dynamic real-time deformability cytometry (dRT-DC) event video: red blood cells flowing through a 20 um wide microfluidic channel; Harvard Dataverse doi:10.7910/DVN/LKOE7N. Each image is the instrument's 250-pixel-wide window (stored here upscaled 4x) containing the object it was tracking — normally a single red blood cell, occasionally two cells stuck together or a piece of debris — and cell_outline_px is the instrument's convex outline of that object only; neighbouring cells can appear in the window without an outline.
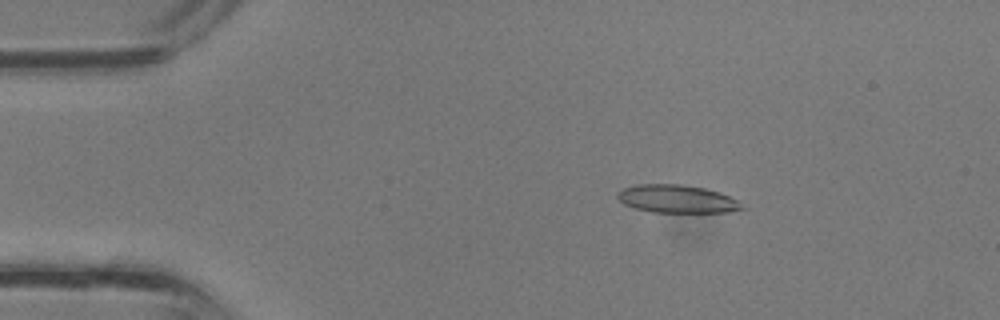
{"species": "common noctule bat (a hibernating species)", "species_latin": "Nyctalus noctula", "temperature_condition": "room temperature", "stored_images_in_passage": 37, "camera_frame_rate_fps": 3000, "um_per_image_px": 0.085, "animal": {"sex": "male", "body_mass_g": 13.3}, "frame": {"image": 1, "passage_image": 6, "time_ms": 1.667, "image_size_px": [1000, 320], "cell_outline_px": [[744, 208], [728, 212], [652, 212], [636, 208], [624, 204], [616, 196], [616, 192], [624, 188], [636, 184], [680, 184], [704, 188], [720, 192], [736, 200]], "centroid_in_image_um": [57.49, 16.9], "position_along_channel_um": 27.5, "area_um2": 20.11}}
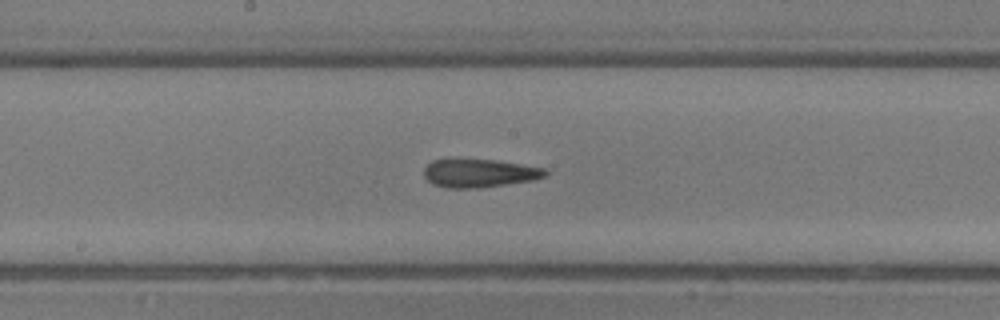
{"frame": {"image": 2, "passage_image": 19, "time_ms": 6.0, "image_size_px": [1000, 320], "cell_outline_px": [[548, 176], [532, 180], [480, 188], [448, 188], [432, 184], [424, 176], [424, 168], [432, 160], [448, 156], [496, 160], [544, 168], [548, 172]], "centroid_in_image_um": [40.68, 14.68], "position_along_channel_um": 207.5, "area_um2": 20.75}}
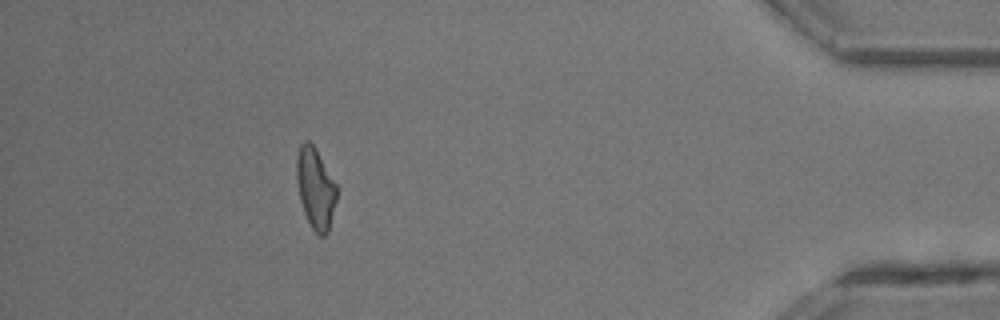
{"frame": {"image": 3, "passage_image": 33, "time_ms": 10.667, "image_size_px": [1000, 320], "cell_outline_px": [[340, 188], [328, 232], [324, 236], [320, 236], [312, 228], [304, 212], [300, 200], [296, 180], [296, 156], [300, 144], [304, 140], [308, 140], [316, 148]], "centroid_in_image_um": [26.84, 15.96], "position_along_channel_um": 408.4, "area_um2": 19.42}}